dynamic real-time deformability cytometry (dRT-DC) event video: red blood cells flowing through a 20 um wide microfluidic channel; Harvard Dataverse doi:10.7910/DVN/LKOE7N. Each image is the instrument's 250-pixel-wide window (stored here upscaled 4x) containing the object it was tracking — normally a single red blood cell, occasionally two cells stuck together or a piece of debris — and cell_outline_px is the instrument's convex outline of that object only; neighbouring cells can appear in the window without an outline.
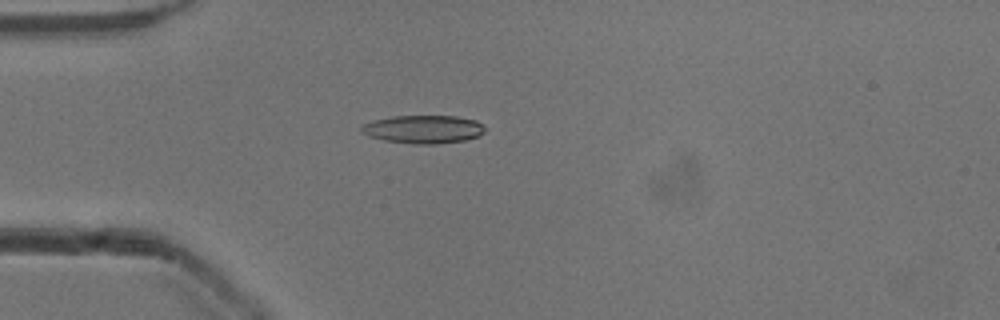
{"species": "common noctule bat (a hibernating species)", "species_latin": "Nyctalus noctula", "temperature_condition": "cold", "stored_images_in_passage": 41, "camera_frame_rate_fps": 3000, "um_per_image_px": 0.085, "animal": {"sex": "male", "body_mass_g": 13.3}, "frame": {"image": 1, "passage_image": 3, "time_ms": 0.667, "image_size_px": [1000, 320], "cell_outline_px": [[484, 132], [480, 136], [464, 140], [436, 144], [416, 144], [384, 140], [360, 132], [360, 128], [364, 124], [376, 120], [392, 116], [456, 116], [476, 120], [484, 128]], "centroid_in_image_um": [36.01, 10.99], "position_along_channel_um": 49.0, "area_um2": 20.06}}
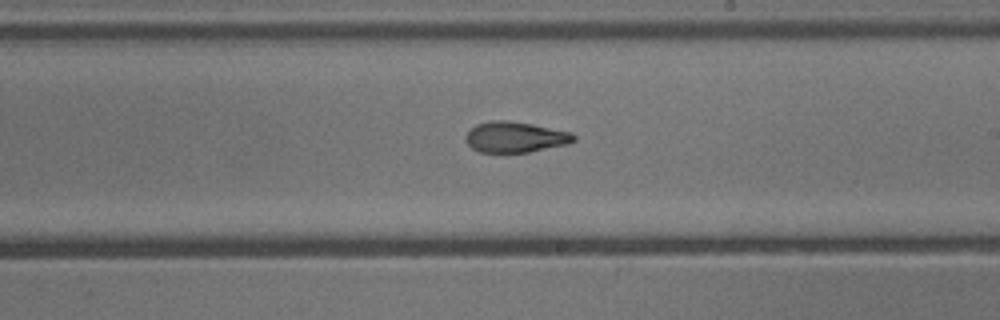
{"frame": {"image": 2, "passage_image": 19, "time_ms": 6.0, "image_size_px": [1000, 320], "cell_outline_px": [[576, 140], [568, 144], [528, 152], [480, 152], [472, 148], [468, 144], [464, 136], [476, 124], [492, 120], [508, 120], [532, 124], [572, 132], [576, 136]], "centroid_in_image_um": [43.81, 11.64], "position_along_channel_um": 245.2, "area_um2": 19.36}}
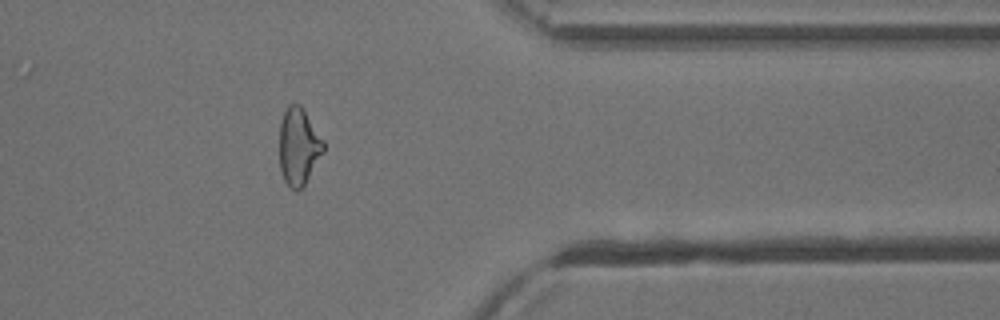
{"frame": {"image": 3, "passage_image": 31, "time_ms": 10.0, "image_size_px": [1000, 320], "cell_outline_px": [[324, 152], [304, 184], [296, 192], [284, 180], [280, 168], [280, 120], [288, 104], [300, 104], [324, 140]], "centroid_in_image_um": [25.38, 12.43], "position_along_channel_um": 386.0, "area_um2": 19.65}, "authors_computed_cell_mechanics": {"area_um2": 19.8832, "velocity_mm_per_s": 3.9195, "shape_relaxation_time_tau1_ms": 6.4973, "shape_relaxation_time_tau2_ms": 2.9813, "deformation_change_tau1": 0.2223, "deformation_change_tau2": 0.1183}}